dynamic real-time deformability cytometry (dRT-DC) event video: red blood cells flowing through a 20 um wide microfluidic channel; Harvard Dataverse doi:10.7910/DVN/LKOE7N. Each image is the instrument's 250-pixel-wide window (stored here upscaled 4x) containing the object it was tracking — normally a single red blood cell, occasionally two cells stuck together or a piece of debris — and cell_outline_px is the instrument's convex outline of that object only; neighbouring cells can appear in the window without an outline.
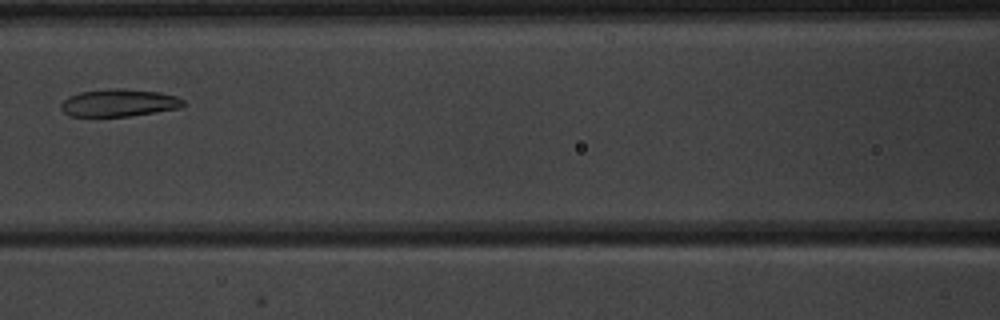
{"species": "common noctule bat (a hibernating species)", "species_latin": "Nyctalus noctula", "temperature_condition": "warm", "stored_images_in_passage": 4, "camera_frame_rate_fps": 3000, "um_per_image_px": 0.085, "animal": {"sex": "male", "body_mass_g": 20.1, "forearm_length_mm": 53.5}, "frame": {"image": 1, "passage_image": 4, "time_ms": 3.333, "image_size_px": [1000, 320], "cell_outline_px": [[188, 104], [180, 108], [156, 112], [128, 116], [72, 116], [64, 112], [60, 108], [60, 104], [68, 96], [80, 92], [108, 88], [124, 88], [160, 92], [176, 96], [184, 100]], "centroid_in_image_um": [10.14, 8.73], "position_along_channel_um": 156.5, "area_um2": 19.77}}